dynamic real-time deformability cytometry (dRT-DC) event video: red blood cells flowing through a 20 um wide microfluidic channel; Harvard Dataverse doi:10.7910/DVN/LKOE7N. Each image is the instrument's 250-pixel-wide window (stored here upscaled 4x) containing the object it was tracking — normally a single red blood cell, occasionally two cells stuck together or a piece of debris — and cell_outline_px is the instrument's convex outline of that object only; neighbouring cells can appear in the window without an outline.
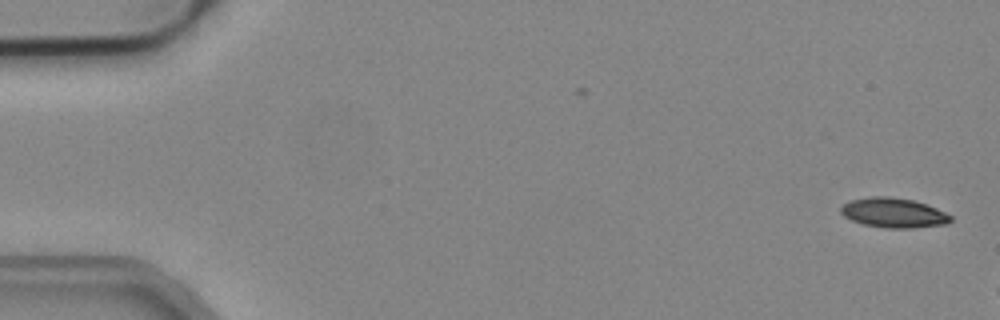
{"species": "common noctule bat (a hibernating species)", "species_latin": "Nyctalus noctula", "temperature_condition": "cold", "stored_images_in_passage": 6, "camera_frame_rate_fps": 3000, "um_per_image_px": 0.085, "animal": {"sex": "male", "body_mass_g": 19.2, "forearm_length_mm": 51.8}, "frame": {"image": 1, "passage_image": 1, "time_ms": 0.0, "image_size_px": [1000, 320], "cell_outline_px": [[952, 220], [948, 224], [912, 228], [888, 228], [864, 224], [852, 220], [844, 216], [840, 212], [840, 208], [844, 204], [852, 200], [872, 196], [888, 196], [912, 200], [936, 208], [952, 216]], "centroid_in_image_um": [75.97, 18.09], "position_along_channel_um": 9.0, "area_um2": 18.84}}